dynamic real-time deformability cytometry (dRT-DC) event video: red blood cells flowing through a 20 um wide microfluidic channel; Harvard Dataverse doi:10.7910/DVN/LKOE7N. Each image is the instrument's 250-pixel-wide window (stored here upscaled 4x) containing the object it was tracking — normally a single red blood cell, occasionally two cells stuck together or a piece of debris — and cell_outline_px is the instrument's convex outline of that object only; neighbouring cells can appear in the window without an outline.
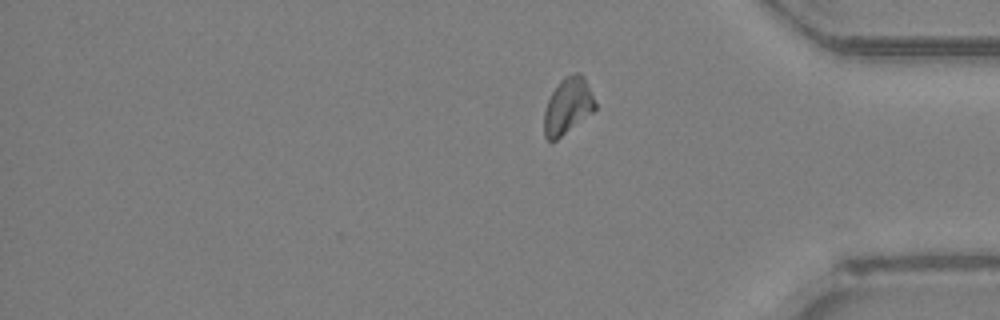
{"species": "Egyptian fruit bat (a non-hibernating species)", "species_latin": "Rousettus aegyptiacus", "temperature_condition": "room temperature", "stored_images_in_passage": 46, "segment_of_instrument_passage": [2, 2], "camera_frame_rate_fps": 3000, "um_per_image_px": 0.085, "animal": {"sex": "female"}, "frame": {"image": 1, "passage_image": 46, "time_ms": 15.0, "image_size_px": [1000, 320], "cell_outline_px": [[596, 108], [592, 112], [556, 140], [548, 140], [544, 136], [544, 112], [548, 100], [552, 92], [560, 80], [572, 72], [580, 72], [584, 76], [588, 84], [596, 104]], "centroid_in_image_um": [48.26, 8.97], "position_along_channel_um": 386.9, "area_um2": 16.59}}